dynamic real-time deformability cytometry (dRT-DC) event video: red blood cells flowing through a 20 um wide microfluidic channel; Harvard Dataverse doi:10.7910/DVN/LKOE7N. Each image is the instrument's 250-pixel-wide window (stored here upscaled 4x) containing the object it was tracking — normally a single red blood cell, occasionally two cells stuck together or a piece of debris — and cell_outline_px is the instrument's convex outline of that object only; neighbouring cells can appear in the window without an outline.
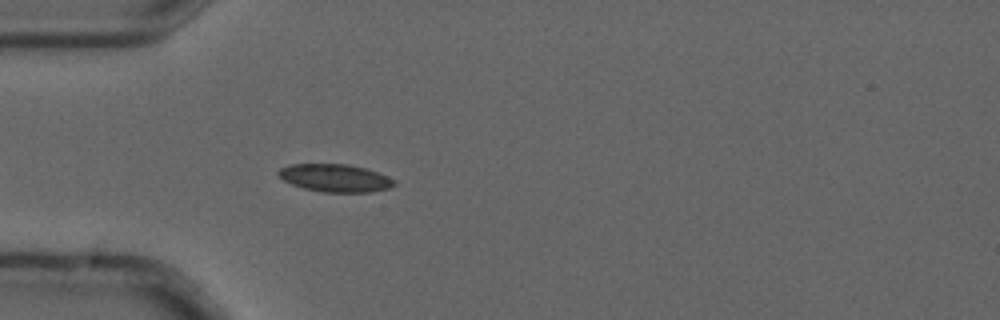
{"species": "common noctule bat (a hibernating species)", "species_latin": "Nyctalus noctula", "temperature_condition": "cold", "stored_images_in_passage": 5, "camera_frame_rate_fps": 3000, "um_per_image_px": 0.085, "animal": {"sex": "male", "forearm_length_mm": 52.5}, "frame": {"image": 1, "passage_image": 5, "time_ms": 1.333, "image_size_px": [1000, 320], "cell_outline_px": [[396, 184], [388, 188], [372, 192], [320, 192], [304, 188], [292, 184], [284, 180], [276, 172], [280, 168], [288, 164], [348, 164], [364, 168], [388, 176], [396, 180]], "centroid_in_image_um": [28.48, 15.13], "position_along_channel_um": 56.5, "area_um2": 18.73}}